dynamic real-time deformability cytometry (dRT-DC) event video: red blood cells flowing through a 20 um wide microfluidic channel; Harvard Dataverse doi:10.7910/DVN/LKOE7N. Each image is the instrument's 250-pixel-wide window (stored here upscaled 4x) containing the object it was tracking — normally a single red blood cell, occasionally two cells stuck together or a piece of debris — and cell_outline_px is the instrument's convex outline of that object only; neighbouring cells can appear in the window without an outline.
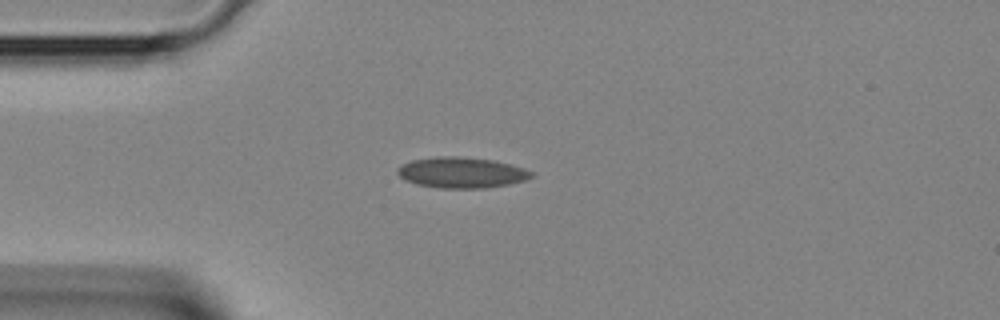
{"species": "Egyptian fruit bat (a non-hibernating species)", "species_latin": "Rousettus aegyptiacus", "temperature_condition": "room temperature", "stored_images_in_passage": 29, "camera_frame_rate_fps": 3000, "um_per_image_px": 0.085, "animal": {"sex": "female"}, "frame": {"image": 1, "passage_image": 2, "time_ms": 0.333, "image_size_px": [1000, 320], "cell_outline_px": [[536, 176], [524, 180], [508, 184], [484, 188], [436, 188], [416, 184], [404, 180], [396, 172], [396, 168], [412, 160], [436, 156], [460, 156], [492, 160], [524, 168], [532, 172]], "centroid_in_image_um": [39.2, 14.67], "position_along_channel_um": 45.8, "area_um2": 24.04}}
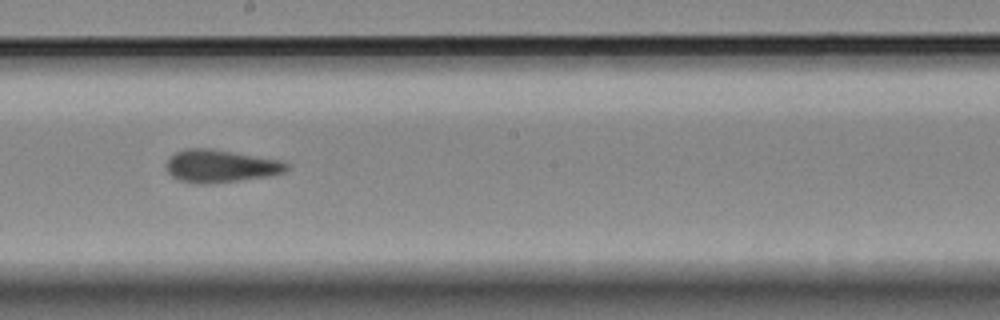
{"frame": {"image": 2, "passage_image": 14, "time_ms": 4.333, "image_size_px": [1000, 320], "cell_outline_px": [[292, 168], [284, 172], [268, 176], [240, 180], [208, 184], [196, 184], [180, 180], [172, 176], [168, 172], [168, 160], [176, 152], [188, 148], [208, 148], [284, 160]], "centroid_in_image_um": [18.82, 14.12], "position_along_channel_um": 229.4, "area_um2": 22.89}}
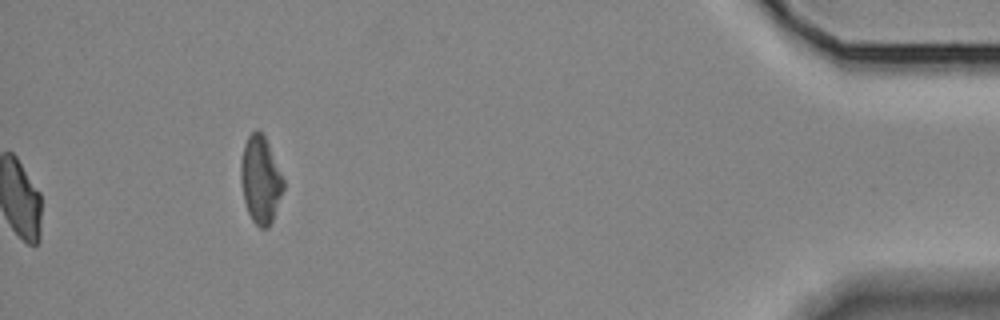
{"frame": {"image": 3, "passage_image": 29, "time_ms": 9.333, "image_size_px": [1000, 320], "cell_outline_px": [[284, 188], [272, 220], [268, 228], [260, 228], [252, 220], [248, 212], [244, 200], [240, 180], [240, 164], [244, 144], [248, 136], [256, 128], [264, 136], [268, 144], [284, 180]], "centroid_in_image_um": [22.12, 15.28], "position_along_channel_um": 413.1, "area_um2": 21.44}}